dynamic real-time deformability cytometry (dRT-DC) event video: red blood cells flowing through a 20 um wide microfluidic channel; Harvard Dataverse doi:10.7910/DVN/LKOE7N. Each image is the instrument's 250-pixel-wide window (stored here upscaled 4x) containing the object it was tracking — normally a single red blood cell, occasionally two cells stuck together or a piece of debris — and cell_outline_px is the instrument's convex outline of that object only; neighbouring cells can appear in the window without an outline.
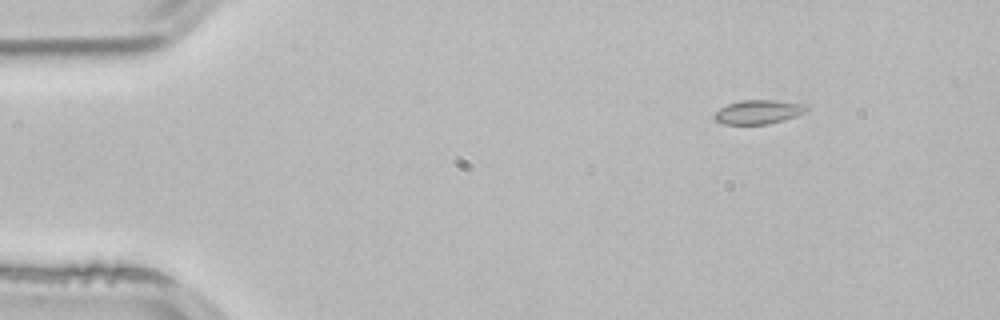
{"species": "common noctule bat (a hibernating species)", "species_latin": "Nyctalus noctula", "temperature_condition": "room temperature", "stored_images_in_passage": 3, "camera_frame_rate_fps": 3000, "um_per_image_px": 0.085, "animal": {"sex": "male", "body_mass_g": 21.5, "forearm_length_mm": 52.0}, "frame": {"image": 1, "passage_image": 2, "time_ms": 0.333, "image_size_px": [1000, 320], "cell_outline_px": [[808, 108], [804, 112], [796, 116], [784, 120], [768, 124], [724, 124], [716, 120], [712, 116], [720, 108], [728, 104], [740, 100], [772, 100], [804, 104]], "centroid_in_image_um": [64.44, 9.52], "position_along_channel_um": 20.6, "area_um2": 12.77}}